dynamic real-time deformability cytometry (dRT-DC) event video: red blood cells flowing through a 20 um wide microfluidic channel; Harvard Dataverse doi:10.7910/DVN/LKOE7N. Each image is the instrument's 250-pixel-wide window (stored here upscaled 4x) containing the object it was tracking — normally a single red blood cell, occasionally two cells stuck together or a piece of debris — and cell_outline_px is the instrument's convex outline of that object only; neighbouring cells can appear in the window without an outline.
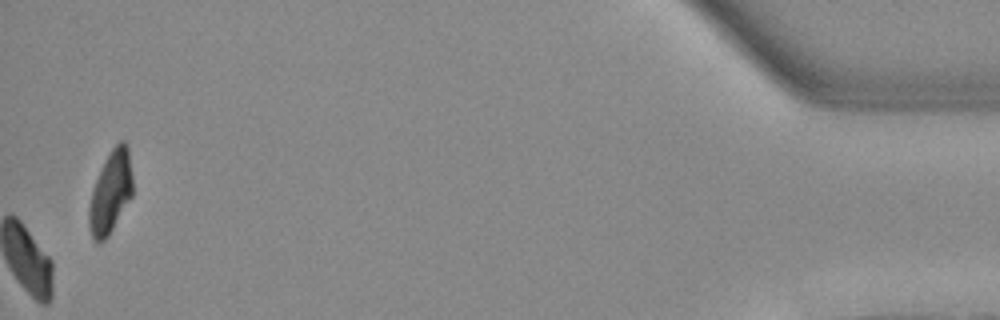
{"species": "Egyptian fruit bat (a non-hibernating species)", "species_latin": "Rousettus aegyptiacus", "temperature_condition": "warm", "stored_images_in_passage": 44, "camera_frame_rate_fps": 3000, "um_per_image_px": 0.085, "animal": {"sex": "female"}, "frame": {"image": 1, "passage_image": 44, "time_ms": 14.333, "image_size_px": [1000, 320], "cell_outline_px": [[132, 196], [108, 236], [104, 240], [96, 240], [92, 236], [88, 224], [88, 208], [92, 192], [96, 180], [104, 160], [112, 148], [120, 140], [124, 140], [128, 144], [132, 176]], "centroid_in_image_um": [9.41, 16.29], "position_along_channel_um": 425.8, "area_um2": 20.75}, "authors_computed_cell_mechanics": {"area_um2": 23.4668, "velocity_mm_per_s": 4.0005, "shape_relaxation_time_tau1_ms": 3.0282, "shape_relaxation_time_tau2_ms": null, "deformation_change_tau1": 0.124, "deformation_change_tau2": null}}